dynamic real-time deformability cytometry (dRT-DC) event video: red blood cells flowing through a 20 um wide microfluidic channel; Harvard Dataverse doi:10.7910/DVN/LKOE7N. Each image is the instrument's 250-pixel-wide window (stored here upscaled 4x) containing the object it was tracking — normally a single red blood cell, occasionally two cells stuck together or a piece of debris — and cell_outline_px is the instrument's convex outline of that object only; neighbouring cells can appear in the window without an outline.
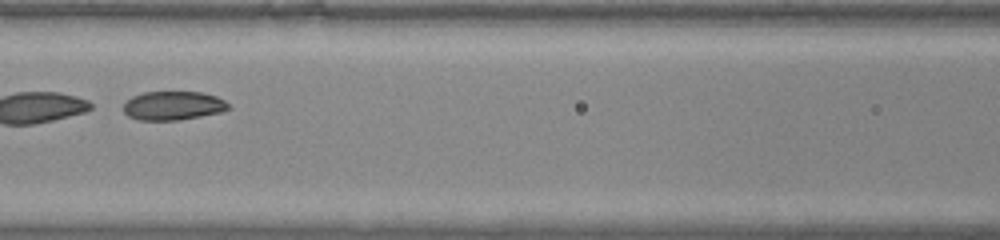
{"species": "common noctule bat (a hibernating species)", "species_latin": "Nyctalus noctula", "temperature_condition": "warm", "stored_images_in_passage": 43, "segment_of_instrument_passage": [2, 2], "camera_frame_rate_fps": 3000, "um_per_image_px": 0.085, "animal": {"sex": "male", "body_mass_g": 20.0, "forearm_length_mm": 53.3}, "frame": {"image": 1, "passage_image": 19, "time_ms": 6.0, "image_size_px": [1000, 240], "cell_outline_px": [[232, 108], [220, 112], [180, 120], [140, 120], [128, 116], [124, 112], [124, 104], [132, 96], [144, 92], [200, 92], [216, 96], [224, 100]], "centroid_in_image_um": [14.72, 8.98], "position_along_channel_um": 151.9, "area_um2": 17.57}}